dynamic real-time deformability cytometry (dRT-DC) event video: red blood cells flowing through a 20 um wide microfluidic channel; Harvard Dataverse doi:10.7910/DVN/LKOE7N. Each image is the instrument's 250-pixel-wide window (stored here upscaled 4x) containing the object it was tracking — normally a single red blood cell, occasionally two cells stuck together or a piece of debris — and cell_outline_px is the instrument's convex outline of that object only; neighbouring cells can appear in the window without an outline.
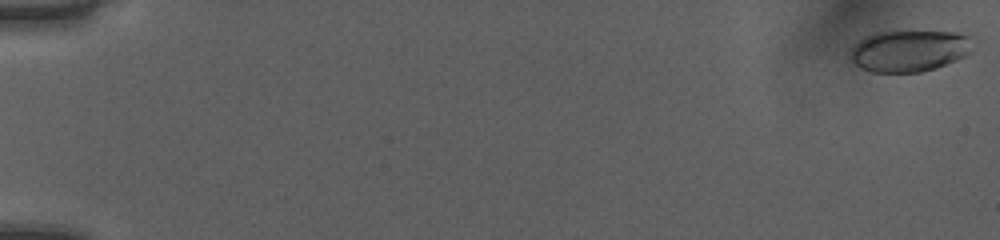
{"species": "human", "species_latin": "Homo sapiens", "temperature_condition": "room temperature", "stored_images_in_passage": 52, "camera_frame_rate_fps": 3000, "um_per_image_px": 0.085, "donor": {"sex": "female"}, "frame": {"image": 1, "passage_image": 1, "time_ms": 0.0, "image_size_px": [1000, 240], "cell_outline_px": [[972, 52], [956, 60], [920, 72], [872, 72], [860, 68], [852, 64], [848, 56], [848, 52], [864, 36], [876, 32], [896, 28], [952, 32], [968, 36]], "centroid_in_image_um": [77.19, 4.27], "position_along_channel_um": 7.8, "area_um2": 30.52}}
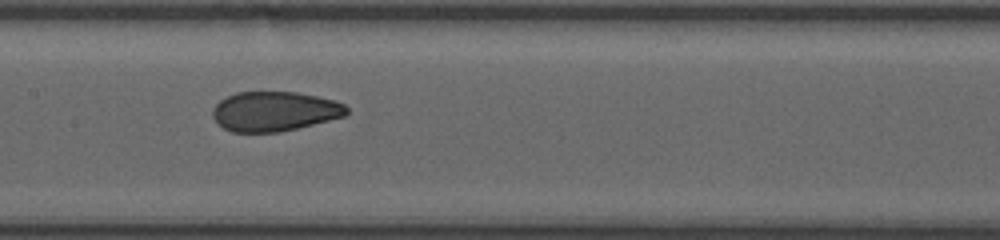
{"frame": {"image": 2, "passage_image": 28, "time_ms": 9.0, "image_size_px": [1000, 240], "cell_outline_px": [[348, 112], [344, 116], [280, 132], [232, 132], [224, 128], [212, 116], [212, 108], [220, 100], [236, 92], [296, 92], [336, 100], [344, 104], [348, 108]], "centroid_in_image_um": [23.32, 9.46], "position_along_channel_um": 184.1, "area_um2": 30.81}}
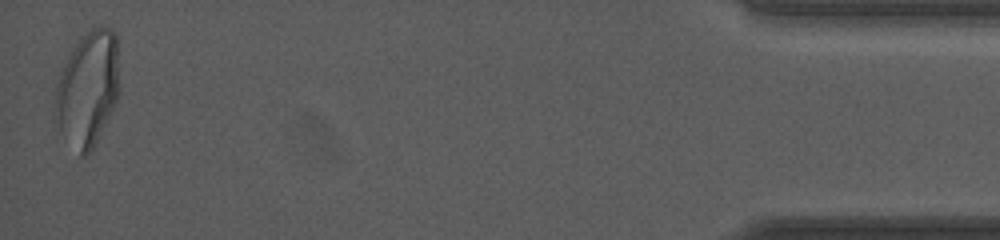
{"frame": {"image": 3, "passage_image": 52, "time_ms": 17.0, "image_size_px": [1000, 240], "cell_outline_px": [[120, 92], [88, 156], [80, 156], [60, 128], [52, 104], [60, 72], [68, 56], [80, 40], [92, 28], [100, 24], [112, 28], [116, 32], [120, 84]], "centroid_in_image_um": [7.48, 7.49], "position_along_channel_um": 427.7, "area_um2": 42.71}, "authors_computed_cell_mechanics": {"area_um2": 31.4143, "velocity_mm_per_s": 4.0488, "shape_relaxation_time_tau1_ms": 4.9854, "shape_relaxation_time_tau2_ms": 0.8861, "deformation_change_tau1": 0.1575, "deformation_change_tau2": 0.0502}}